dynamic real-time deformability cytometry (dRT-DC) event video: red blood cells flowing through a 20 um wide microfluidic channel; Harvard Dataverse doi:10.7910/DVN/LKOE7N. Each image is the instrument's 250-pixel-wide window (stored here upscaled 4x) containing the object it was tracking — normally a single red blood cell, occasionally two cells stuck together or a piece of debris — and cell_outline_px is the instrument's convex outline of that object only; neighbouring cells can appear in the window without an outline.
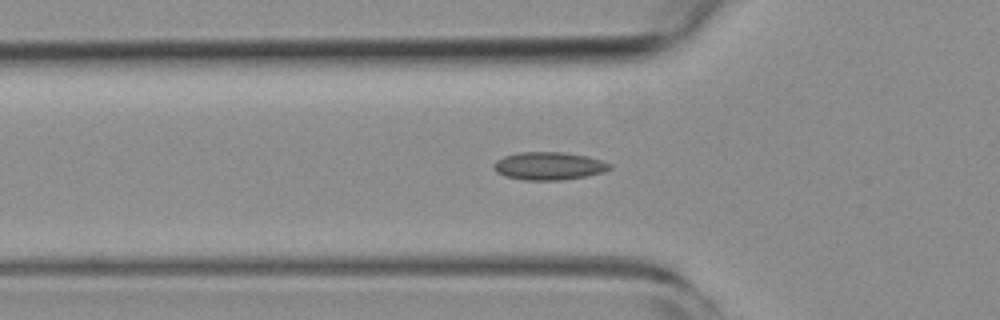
{"species": "common noctule bat (a hibernating species)", "species_latin": "Nyctalus noctula", "temperature_condition": "room temperature", "stored_images_in_passage": 44, "camera_frame_rate_fps": 3000, "um_per_image_px": 0.085, "animal": {"sex": "female", "body_mass_g": 19.3, "forearm_length_mm": 54.1}, "frame": {"image": 1, "passage_image": 7, "time_ms": 2.0, "image_size_px": [1000, 320], "cell_outline_px": [[612, 168], [604, 172], [564, 180], [524, 180], [504, 176], [496, 172], [492, 168], [492, 164], [496, 160], [504, 156], [520, 152], [564, 152], [588, 156], [612, 164]], "centroid_in_image_um": [46.63, 14.1], "position_along_channel_um": 79.2, "area_um2": 19.02}}
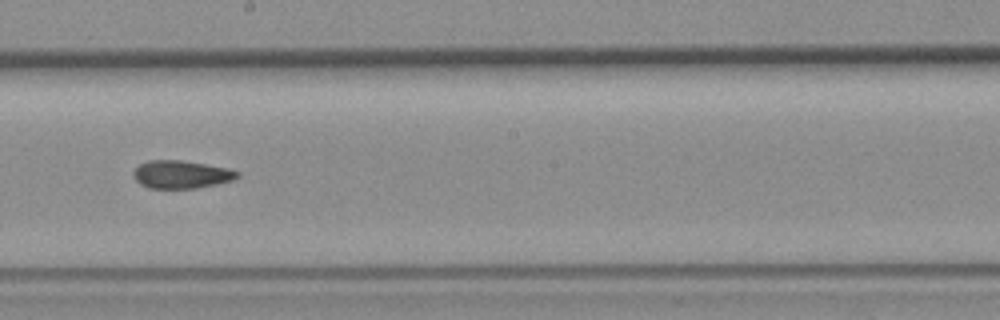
{"frame": {"image": 2, "passage_image": 19, "time_ms": 6.0, "image_size_px": [1000, 320], "cell_outline_px": [[240, 176], [232, 180], [216, 184], [196, 188], [148, 188], [140, 184], [132, 176], [132, 172], [140, 164], [148, 160], [180, 160], [228, 168], [240, 172]], "centroid_in_image_um": [15.39, 14.83], "position_along_channel_um": 232.8, "area_um2": 16.88}}
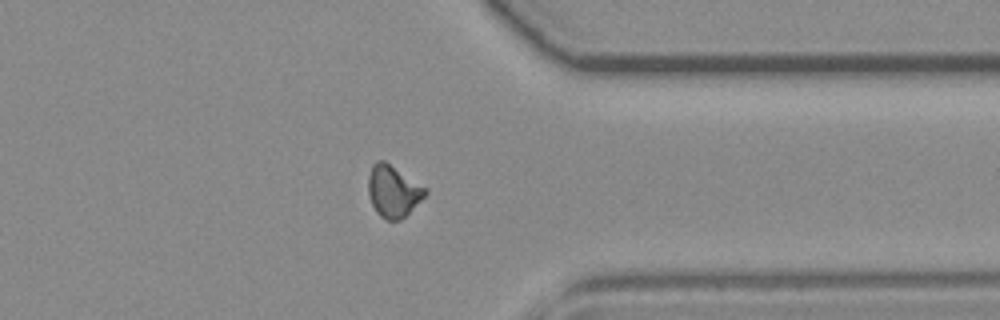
{"frame": {"image": 3, "passage_image": 31, "time_ms": 10.0, "image_size_px": [1000, 320], "cell_outline_px": [[428, 192], [400, 220], [388, 220], [380, 216], [376, 212], [368, 196], [368, 176], [372, 164], [376, 160], [384, 160], [428, 188]], "centroid_in_image_um": [33.4, 16.22], "position_along_channel_um": 378.0, "area_um2": 17.17}, "authors_computed_cell_mechanics": {"area_um2": 16.9932, "velocity_mm_per_s": 3.8328, "shape_relaxation_time_tau1_ms": null, "shape_relaxation_time_tau2_ms": 3.1085, "deformation_change_tau1": null, "deformation_change_tau2": 0.0771}}